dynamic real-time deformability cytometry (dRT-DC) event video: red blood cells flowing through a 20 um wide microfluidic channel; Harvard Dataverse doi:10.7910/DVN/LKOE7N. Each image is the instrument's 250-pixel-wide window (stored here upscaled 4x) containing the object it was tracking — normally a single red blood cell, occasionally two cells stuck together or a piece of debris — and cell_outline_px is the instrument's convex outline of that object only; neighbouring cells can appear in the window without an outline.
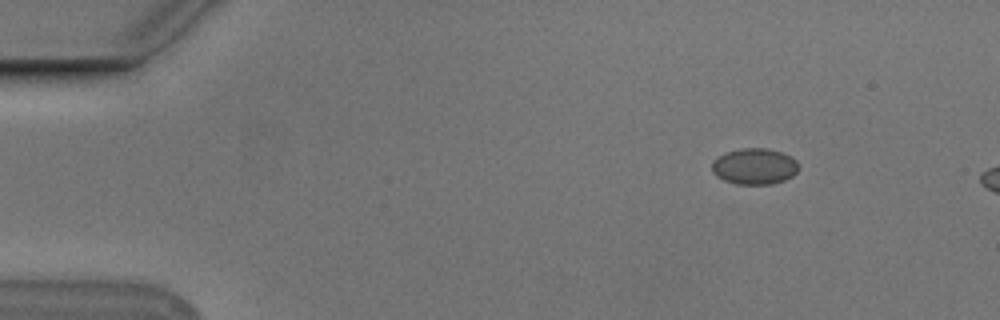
{"species": "Egyptian fruit bat (a non-hibernating species)", "species_latin": "Rousettus aegyptiacus", "temperature_condition": "cold", "stored_images_in_passage": 6, "camera_frame_rate_fps": 3000, "um_per_image_px": 0.085, "animal": {"sex": "male"}, "frame": {"image": 1, "passage_image": 1, "time_ms": 0.0, "image_size_px": [1000, 320], "cell_outline_px": [[796, 172], [792, 176], [784, 180], [768, 184], [736, 184], [724, 180], [716, 176], [712, 172], [712, 160], [716, 156], [724, 152], [740, 148], [768, 148], [784, 152], [792, 156], [796, 160]], "centroid_in_image_um": [64.08, 14.11], "position_along_channel_um": 20.9, "area_um2": 18.44}}